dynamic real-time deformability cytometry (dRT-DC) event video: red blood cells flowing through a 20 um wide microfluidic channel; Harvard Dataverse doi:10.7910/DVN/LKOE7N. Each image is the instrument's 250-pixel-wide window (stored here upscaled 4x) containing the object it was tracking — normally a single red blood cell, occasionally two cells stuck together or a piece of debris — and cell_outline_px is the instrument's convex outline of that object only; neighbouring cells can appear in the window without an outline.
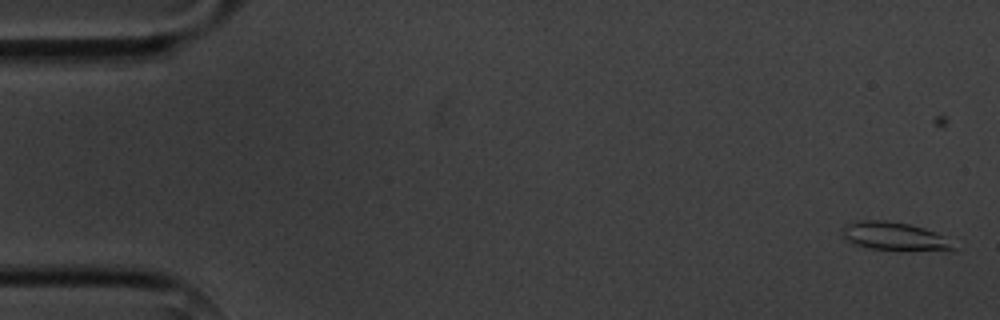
{"species": "common noctule bat (a hibernating species)", "species_latin": "Nyctalus noctula", "temperature_condition": "cold", "stored_images_in_passage": 5, "camera_frame_rate_fps": 3000, "um_per_image_px": 0.085, "animal": {"sex": "male", "body_mass_g": 20.1, "forearm_length_mm": 53.5}, "frame": {"image": 1, "passage_image": 1, "time_ms": 0.0, "image_size_px": [1000, 320], "cell_outline_px": [[956, 248], [948, 252], [868, 248], [856, 244], [848, 240], [840, 232], [840, 228], [844, 224], [864, 220], [888, 220], [908, 224], [924, 228], [940, 236]], "centroid_in_image_um": [75.98, 20.09], "position_along_channel_um": 9.0, "area_um2": 18.15}}